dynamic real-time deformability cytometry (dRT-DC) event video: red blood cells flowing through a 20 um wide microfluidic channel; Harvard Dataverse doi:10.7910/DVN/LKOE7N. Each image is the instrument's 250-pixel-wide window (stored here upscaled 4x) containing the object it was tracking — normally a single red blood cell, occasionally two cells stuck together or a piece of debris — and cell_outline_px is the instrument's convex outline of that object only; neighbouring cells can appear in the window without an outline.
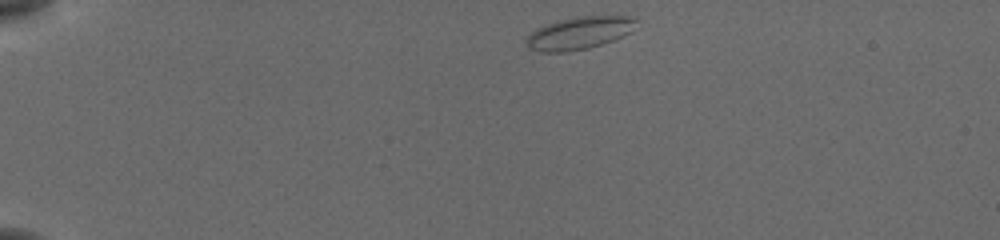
{"species": "common noctule bat (a hibernating species)", "species_latin": "Nyctalus noctula", "temperature_condition": "cold", "stored_images_in_passage": 44, "camera_frame_rate_fps": 3000, "um_per_image_px": 0.085, "animal": {"sex": "female", "body_mass_g": 19.5, "forearm_length_mm": 54.1}, "frame": {"image": 1, "passage_image": 1, "time_ms": 0.0, "image_size_px": [1000, 240], "cell_outline_px": [[636, 20], [632, 32], [624, 36], [588, 48], [568, 52], [540, 52], [528, 48], [524, 40], [536, 28], [544, 24], [556, 20], [576, 16], [636, 16]], "centroid_in_image_um": [49.2, 2.8], "position_along_channel_um": 35.8, "area_um2": 21.1}}
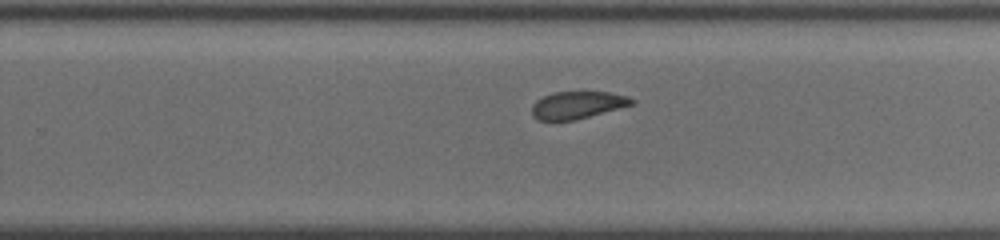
{"frame": {"image": 2, "passage_image": 26, "time_ms": 8.333, "image_size_px": [1000, 240], "cell_outline_px": [[636, 104], [572, 120], [540, 120], [532, 116], [532, 104], [536, 100], [552, 92], [608, 92], [628, 96], [636, 100]], "centroid_in_image_um": [49.1, 8.91], "position_along_channel_um": 280.7, "area_um2": 15.84}}
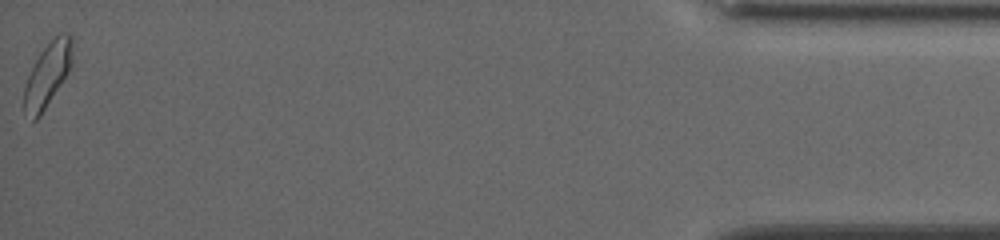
{"frame": {"image": 3, "passage_image": 44, "time_ms": 14.333, "image_size_px": [1000, 240], "cell_outline_px": [[72, 64], [68, 72], [40, 116], [36, 120], [32, 120], [24, 108], [24, 84], [40, 52], [60, 32], [68, 32], [72, 36]], "centroid_in_image_um": [4.05, 6.31], "position_along_channel_um": 431.1, "area_um2": 17.69}, "authors_computed_cell_mechanics": {"area_um2": 17.4845, "velocity_mm_per_s": 3.8245, "shape_relaxation_time_tau1_ms": 5.9391, "shape_relaxation_time_tau2_ms": 1.7125, "deformation_change_tau1": 0.1115, "deformation_change_tau2": 0.0751}}